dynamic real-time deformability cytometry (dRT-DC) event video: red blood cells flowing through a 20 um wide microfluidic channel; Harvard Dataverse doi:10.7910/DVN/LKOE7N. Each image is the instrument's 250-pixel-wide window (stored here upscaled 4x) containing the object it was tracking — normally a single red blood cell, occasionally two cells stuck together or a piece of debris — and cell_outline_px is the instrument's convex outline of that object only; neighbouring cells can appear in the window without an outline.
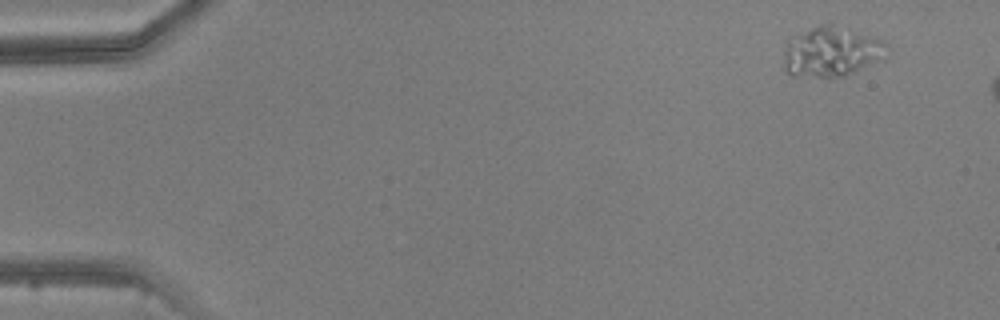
{"species": "common noctule bat (a hibernating species)", "species_latin": "Nyctalus noctula", "temperature_condition": "warm", "stored_images_in_passage": 3, "camera_frame_rate_fps": 3000, "um_per_image_px": 0.085, "animal": {"sex": "male", "body_mass_g": 20.5, "forearm_length_mm": 52.5}, "frame": {"image": 1, "passage_image": 1, "time_ms": 0.0, "image_size_px": [1000, 320], "cell_outline_px": [[888, 44], [884, 60], [844, 76], [792, 76], [784, 68], [784, 44], [792, 36], [828, 20], [880, 40]], "centroid_in_image_um": [70.66, 4.36], "position_along_channel_um": 14.3, "area_um2": 30.58}}